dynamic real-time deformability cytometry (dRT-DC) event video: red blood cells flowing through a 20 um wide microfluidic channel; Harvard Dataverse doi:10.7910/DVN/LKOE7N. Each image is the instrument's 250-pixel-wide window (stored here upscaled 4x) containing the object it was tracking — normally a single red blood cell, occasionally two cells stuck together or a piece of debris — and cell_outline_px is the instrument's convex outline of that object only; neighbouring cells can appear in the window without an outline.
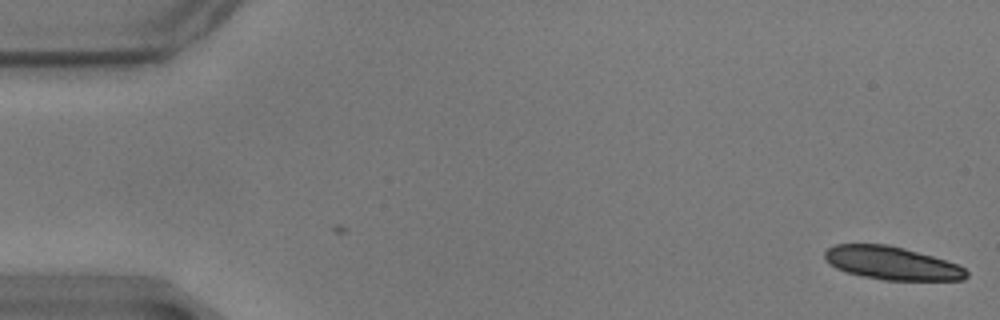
{"species": "common noctule bat (a hibernating species)", "species_latin": "Nyctalus noctula", "temperature_condition": "warm", "stored_images_in_passage": 2, "camera_frame_rate_fps": 3000, "um_per_image_px": 0.085, "animal": {"sex": "male", "body_mass_g": 17.9}, "frame": {"image": 1, "passage_image": 2, "time_ms": 0.333, "image_size_px": [1000, 320], "cell_outline_px": [[968, 276], [964, 280], [880, 280], [860, 276], [836, 268], [824, 256], [824, 252], [828, 248], [836, 244], [888, 244], [904, 248], [932, 256], [956, 264], [964, 268], [968, 272]], "centroid_in_image_um": [75.81, 22.37], "position_along_channel_um": 9.2, "area_um2": 27.22}}